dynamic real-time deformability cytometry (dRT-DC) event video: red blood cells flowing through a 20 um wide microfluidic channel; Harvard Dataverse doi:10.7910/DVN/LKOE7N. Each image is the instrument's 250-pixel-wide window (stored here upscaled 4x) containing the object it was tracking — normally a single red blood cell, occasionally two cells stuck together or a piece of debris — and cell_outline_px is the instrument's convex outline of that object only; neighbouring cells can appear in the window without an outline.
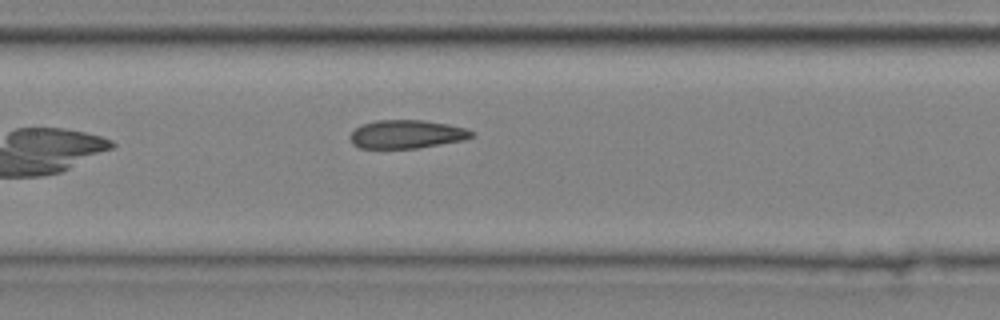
{"species": "common noctule bat (a hibernating species)", "species_latin": "Nyctalus noctula", "temperature_condition": "cold", "stored_images_in_passage": 6, "camera_frame_rate_fps": 3000, "um_per_image_px": 0.085, "animal": {"sex": "male", "body_mass_g": 20.4}, "frame": {"image": 1, "passage_image": 6, "time_ms": 1.667, "image_size_px": [1000, 320], "cell_outline_px": [[476, 136], [464, 140], [416, 148], [360, 148], [352, 144], [348, 136], [360, 124], [376, 120], [424, 120], [448, 124], [468, 128]], "centroid_in_image_um": [34.56, 11.4], "position_along_channel_um": 172.8, "area_um2": 20.29}}